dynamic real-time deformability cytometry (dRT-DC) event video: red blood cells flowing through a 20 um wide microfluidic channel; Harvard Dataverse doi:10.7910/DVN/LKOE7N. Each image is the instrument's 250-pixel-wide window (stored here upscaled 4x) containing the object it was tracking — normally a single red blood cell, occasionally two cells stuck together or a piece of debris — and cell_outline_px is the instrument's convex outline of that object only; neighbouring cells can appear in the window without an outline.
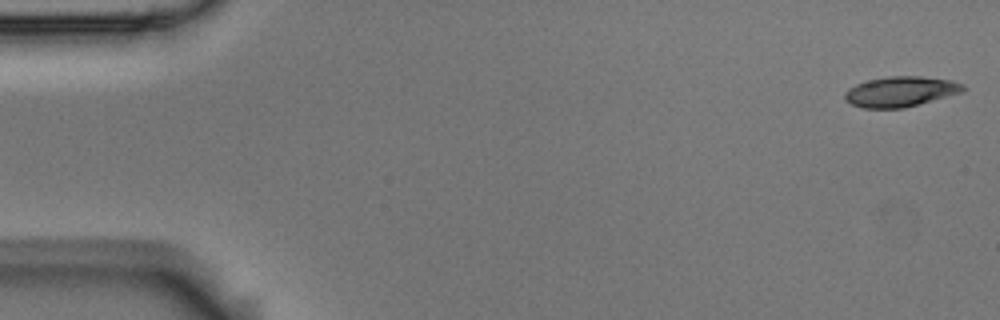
{"species": "Egyptian fruit bat (a non-hibernating species)", "species_latin": "Rousettus aegyptiacus", "temperature_condition": "room temperature", "stored_images_in_passage": 55, "camera_frame_rate_fps": 3000, "um_per_image_px": 0.085, "animal": {"sex": "male"}, "frame": {"image": 1, "passage_image": 1, "time_ms": 0.0, "image_size_px": [1000, 320], "cell_outline_px": [[968, 88], [964, 92], [904, 108], [860, 108], [852, 104], [844, 96], [844, 92], [848, 88], [856, 84], [868, 80], [888, 76], [920, 76], [952, 80], [964, 84]], "centroid_in_image_um": [76.59, 7.78], "position_along_channel_um": 8.4, "area_um2": 21.04}}
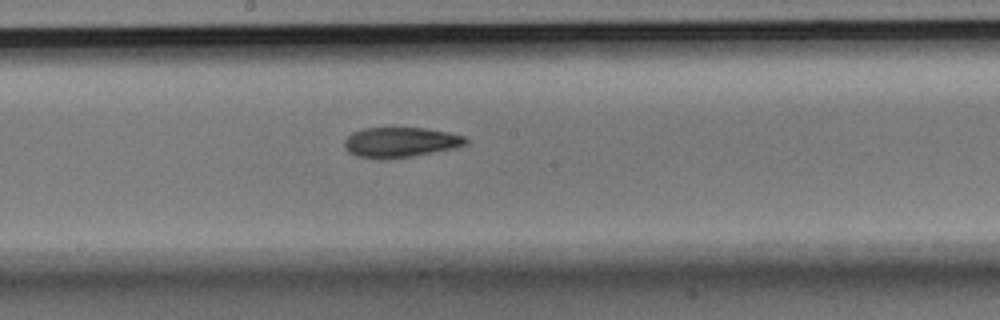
{"frame": {"image": 2, "passage_image": 29, "time_ms": 9.333, "image_size_px": [1000, 320], "cell_outline_px": [[468, 144], [456, 148], [412, 156], [384, 160], [380, 160], [356, 156], [348, 152], [344, 148], [344, 140], [352, 132], [364, 128], [424, 128], [448, 132], [464, 136], [468, 140]], "centroid_in_image_um": [34.02, 12.11], "position_along_channel_um": 214.2, "area_um2": 21.56}}
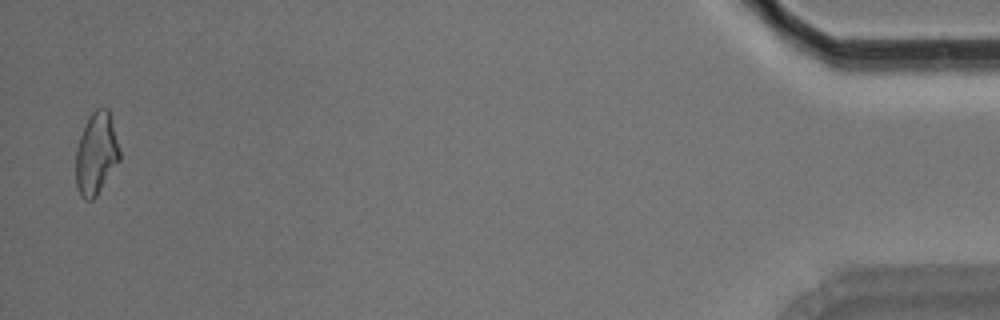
{"frame": {"image": 3, "passage_image": 54, "time_ms": 17.667, "image_size_px": [1000, 320], "cell_outline_px": [[120, 160], [96, 196], [92, 200], [84, 200], [80, 196], [76, 188], [76, 148], [84, 124], [88, 116], [96, 108], [108, 108], [120, 148]], "centroid_in_image_um": [8.17, 13.06], "position_along_channel_um": 427.0, "area_um2": 21.15}, "authors_computed_cell_mechanics": {"area_um2": 21.1548, "velocity_mm_per_s": 3.629, "shape_relaxation_time_tau1_ms": 4.4164, "shape_relaxation_time_tau2_ms": 6.4467, "deformation_change_tau1": 0.1571, "deformation_change_tau2": 0.1585}}